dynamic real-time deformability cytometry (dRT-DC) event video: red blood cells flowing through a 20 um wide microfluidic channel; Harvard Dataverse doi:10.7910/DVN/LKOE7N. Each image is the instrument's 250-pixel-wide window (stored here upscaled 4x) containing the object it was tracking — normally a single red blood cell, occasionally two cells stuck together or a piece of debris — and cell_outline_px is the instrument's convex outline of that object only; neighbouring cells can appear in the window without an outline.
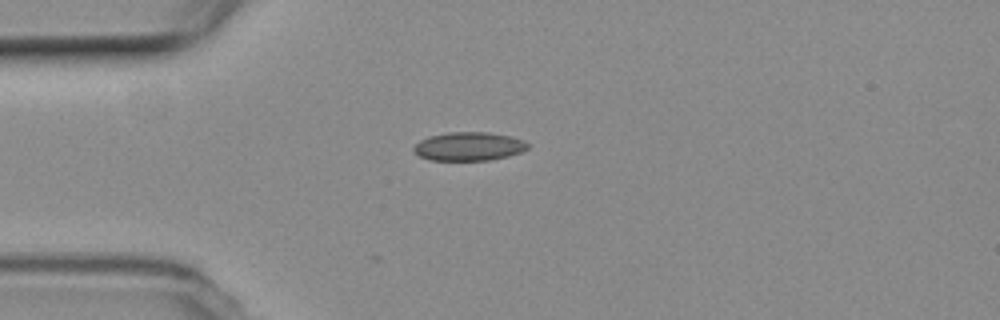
{"species": "common noctule bat (a hibernating species)", "species_latin": "Nyctalus noctula", "temperature_condition": "room temperature", "stored_images_in_passage": 32, "camera_frame_rate_fps": 3000, "um_per_image_px": 0.085, "animal": {"sex": "female", "body_mass_g": 19.3, "forearm_length_mm": 54.1}, "frame": {"image": 1, "passage_image": 1, "time_ms": 0.0, "image_size_px": [1000, 320], "cell_outline_px": [[528, 148], [520, 152], [508, 156], [488, 160], [432, 160], [420, 156], [412, 148], [420, 140], [428, 136], [448, 132], [488, 132], [512, 136], [524, 140], [528, 144]], "centroid_in_image_um": [39.86, 12.43], "position_along_channel_um": 45.1, "area_um2": 18.96}}
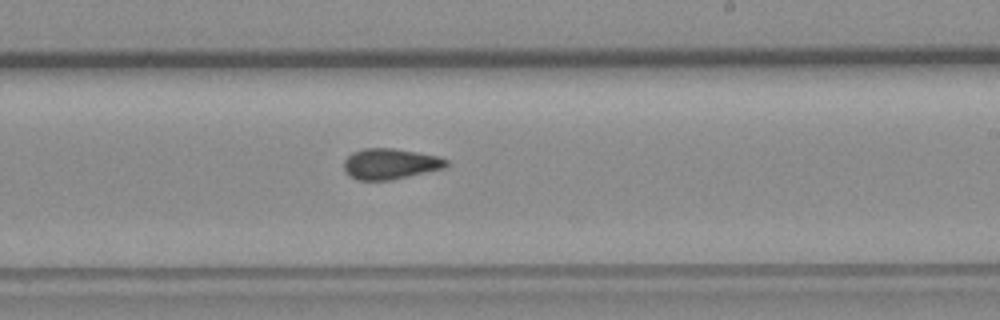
{"frame": {"image": 2, "passage_image": 19, "time_ms": 6.0, "image_size_px": [1000, 320], "cell_outline_px": [[448, 164], [444, 168], [392, 180], [356, 180], [348, 176], [344, 172], [344, 160], [352, 152], [364, 148], [392, 148], [440, 156], [448, 160]], "centroid_in_image_um": [33.14, 13.93], "position_along_channel_um": 255.9, "area_um2": 18.5}}
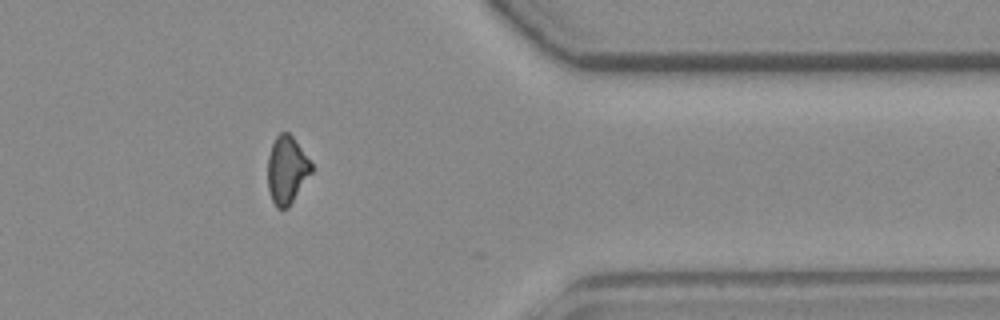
{"frame": {"image": 3, "passage_image": 31, "time_ms": 10.0, "image_size_px": [1000, 320], "cell_outline_px": [[312, 172], [288, 208], [276, 208], [272, 200], [268, 188], [268, 156], [272, 144], [276, 136], [280, 132], [288, 132], [292, 136], [312, 164]], "centroid_in_image_um": [24.37, 14.45], "position_along_channel_um": 387.0, "area_um2": 17.05}, "authors_computed_cell_mechanics": {"area_um2": 18.2937, "velocity_mm_per_s": 3.7681, "shape_relaxation_time_tau1_ms": null, "shape_relaxation_time_tau2_ms": 3.7048, "deformation_change_tau1": null, "deformation_change_tau2": 0.0694}}